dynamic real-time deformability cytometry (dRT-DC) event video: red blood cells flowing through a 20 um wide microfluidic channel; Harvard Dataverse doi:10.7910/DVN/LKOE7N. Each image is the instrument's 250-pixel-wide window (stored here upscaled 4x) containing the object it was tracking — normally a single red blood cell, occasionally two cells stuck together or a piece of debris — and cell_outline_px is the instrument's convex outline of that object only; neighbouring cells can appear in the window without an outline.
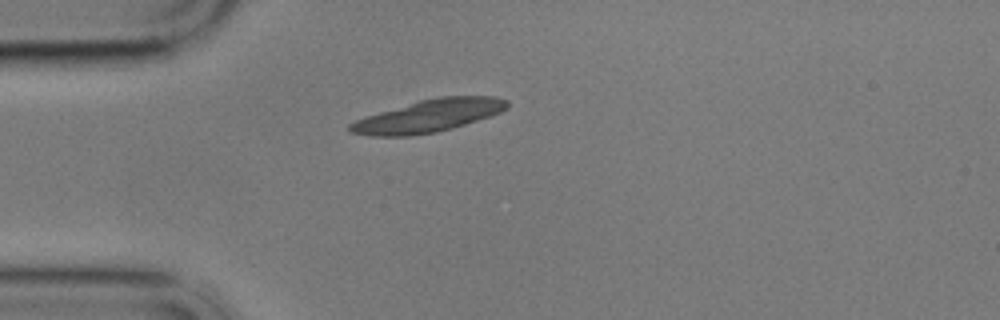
{"species": "common noctule bat (a hibernating species)", "species_latin": "Nyctalus noctula", "temperature_condition": "cold", "stored_images_in_passage": 2, "camera_frame_rate_fps": 3000, "um_per_image_px": 0.085, "animal": {"sex": "male", "body_mass_g": 17.9}, "frame": {"image": 1, "passage_image": 1, "time_ms": 0.0, "image_size_px": [1000, 320], "cell_outline_px": [[508, 108], [492, 116], [452, 128], [436, 132], [412, 136], [372, 136], [352, 132], [348, 128], [348, 124], [364, 116], [420, 100], [440, 96], [496, 96], [508, 100]], "centroid_in_image_um": [36.45, 9.85], "position_along_channel_um": 48.6, "area_um2": 29.82}}